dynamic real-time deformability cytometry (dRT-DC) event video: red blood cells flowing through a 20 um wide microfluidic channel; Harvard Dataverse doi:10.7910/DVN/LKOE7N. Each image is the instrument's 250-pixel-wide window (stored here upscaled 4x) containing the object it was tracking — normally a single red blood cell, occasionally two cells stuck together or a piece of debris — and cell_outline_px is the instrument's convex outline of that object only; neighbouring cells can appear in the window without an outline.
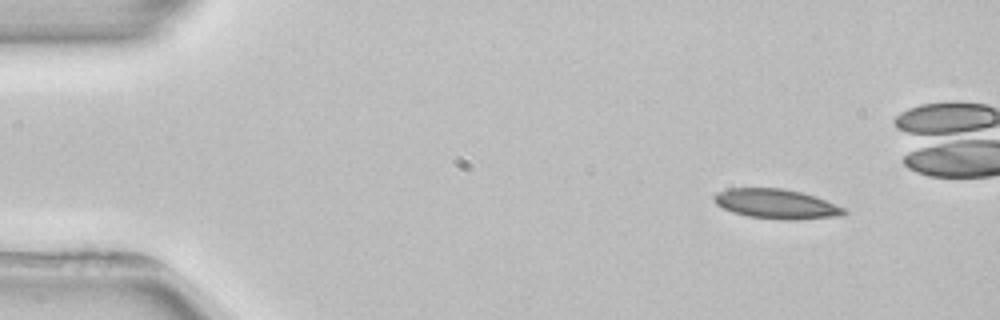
{"species": "common noctule bat (a hibernating species)", "species_latin": "Nyctalus noctula", "temperature_condition": "room temperature", "stored_images_in_passage": 4, "camera_frame_rate_fps": 3000, "um_per_image_px": 0.085, "animal": {"sex": "female", "body_mass_g": 22.7, "forearm_length_mm": 54.2}, "frame": {"image": 1, "passage_image": 1, "time_ms": 0.0, "image_size_px": [1000, 320], "cell_outline_px": [[848, 212], [840, 216], [792, 220], [784, 220], [748, 216], [732, 212], [716, 204], [712, 200], [712, 196], [716, 192], [728, 188], [784, 188], [816, 196], [844, 208]], "centroid_in_image_um": [65.95, 17.33], "position_along_channel_um": 19.0, "area_um2": 22.54}}